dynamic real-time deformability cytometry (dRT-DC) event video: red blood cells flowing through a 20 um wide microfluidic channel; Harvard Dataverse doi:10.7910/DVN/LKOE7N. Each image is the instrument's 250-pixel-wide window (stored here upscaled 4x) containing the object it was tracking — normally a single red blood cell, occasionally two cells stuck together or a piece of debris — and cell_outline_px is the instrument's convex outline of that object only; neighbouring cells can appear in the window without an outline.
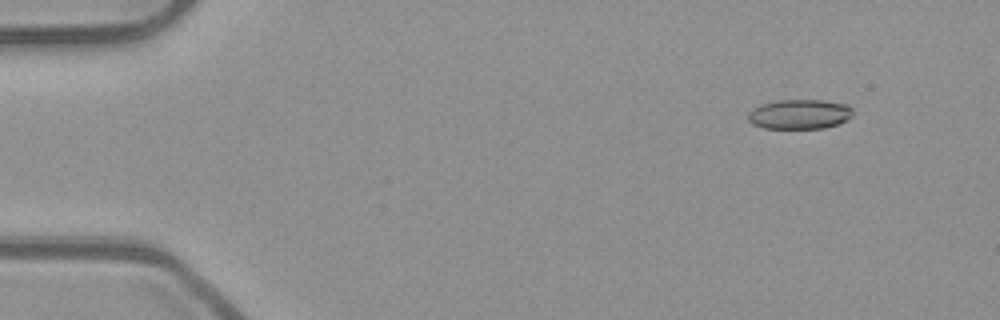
{"species": "common noctule bat (a hibernating species)", "species_latin": "Nyctalus noctula", "temperature_condition": "room temperature", "stored_images_in_passage": 55, "camera_frame_rate_fps": 3000, "um_per_image_px": 0.085, "animal": {"sex": "male", "body_mass_g": 23.1, "forearm_length_mm": 52.7}, "frame": {"image": 1, "passage_image": 6, "time_ms": 1.667, "image_size_px": [1000, 320], "cell_outline_px": [[852, 116], [848, 120], [840, 124], [824, 128], [764, 128], [752, 124], [748, 120], [748, 112], [752, 108], [760, 104], [776, 100], [824, 100], [848, 104], [852, 108]], "centroid_in_image_um": [67.97, 9.7], "position_along_channel_um": 17.0, "area_um2": 18.44}}
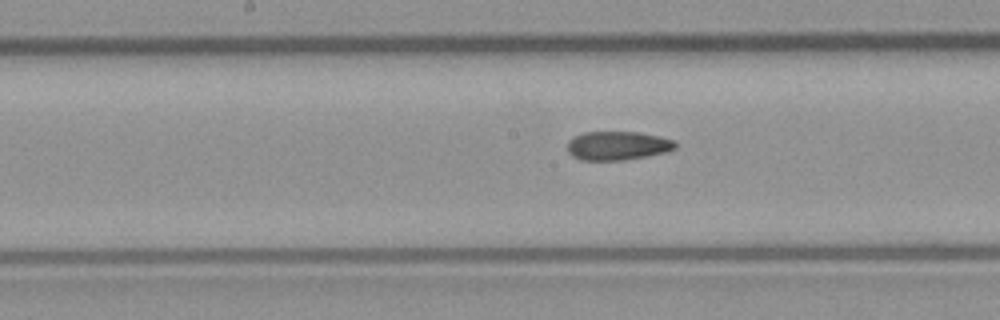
{"frame": {"image": 2, "passage_image": 28, "time_ms": 9.0, "image_size_px": [1000, 320], "cell_outline_px": [[676, 148], [668, 152], [624, 160], [580, 160], [572, 156], [568, 152], [568, 140], [584, 132], [640, 132], [660, 136], [676, 140]], "centroid_in_image_um": [52.53, 12.38], "position_along_channel_um": 195.7, "area_um2": 18.26}}
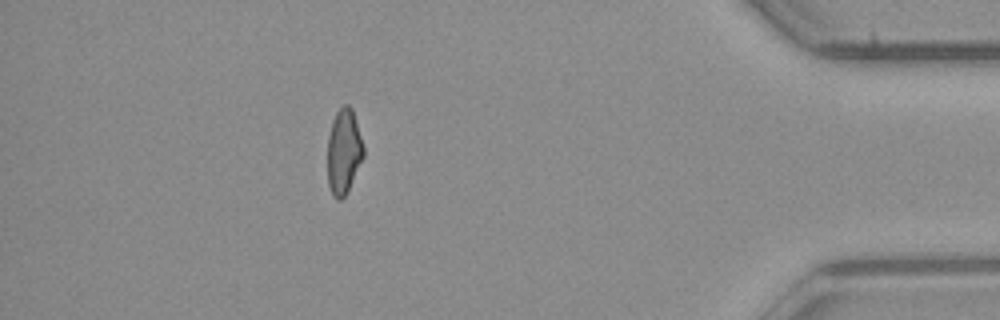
{"frame": {"image": 3, "passage_image": 48, "time_ms": 15.667, "image_size_px": [1000, 320], "cell_outline_px": [[364, 156], [344, 196], [340, 200], [336, 200], [332, 196], [328, 184], [328, 136], [332, 120], [336, 112], [344, 104], [348, 104], [352, 108], [364, 148]], "centroid_in_image_um": [29.2, 12.87], "position_along_channel_um": 406.0, "area_um2": 17.69}, "authors_computed_cell_mechanics": {"area_um2": 18.496, "velocity_mm_per_s": 3.9018, "shape_relaxation_time_tau1_ms": null, "shape_relaxation_time_tau2_ms": 2.4323, "deformation_change_tau1": null, "deformation_change_tau2": 0.096}}